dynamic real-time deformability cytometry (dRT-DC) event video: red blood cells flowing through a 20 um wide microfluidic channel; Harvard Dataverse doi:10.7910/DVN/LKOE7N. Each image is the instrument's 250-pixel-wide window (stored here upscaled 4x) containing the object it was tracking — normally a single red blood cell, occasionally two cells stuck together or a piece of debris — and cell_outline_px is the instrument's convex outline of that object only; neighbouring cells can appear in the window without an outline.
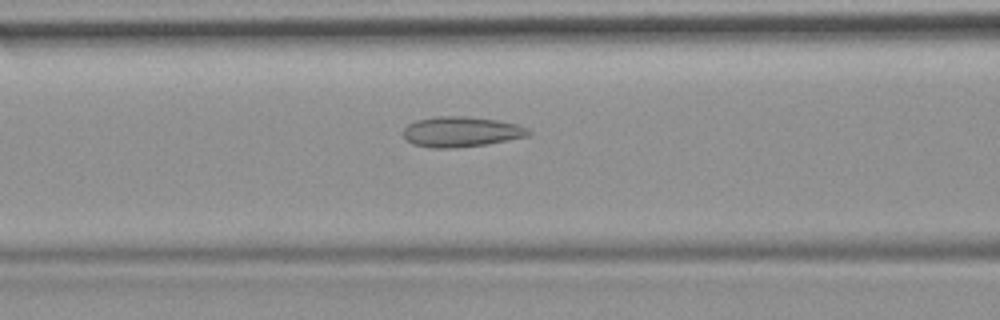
{"species": "common noctule bat (a hibernating species)", "species_latin": "Nyctalus noctula", "temperature_condition": "room temperature", "stored_images_in_passage": 43, "camera_frame_rate_fps": 3000, "um_per_image_px": 0.085, "animal": {"sex": "female", "body_mass_g": 19.9}, "frame": {"image": 1, "passage_image": 17, "time_ms": 5.333, "image_size_px": [1000, 320], "cell_outline_px": [[532, 132], [528, 136], [488, 144], [456, 148], [428, 148], [412, 144], [404, 140], [404, 128], [408, 124], [416, 120], [436, 116], [464, 116], [496, 120], [516, 124], [528, 128]], "centroid_in_image_um": [39.17, 11.21], "position_along_channel_um": 127.4, "area_um2": 22.31}}
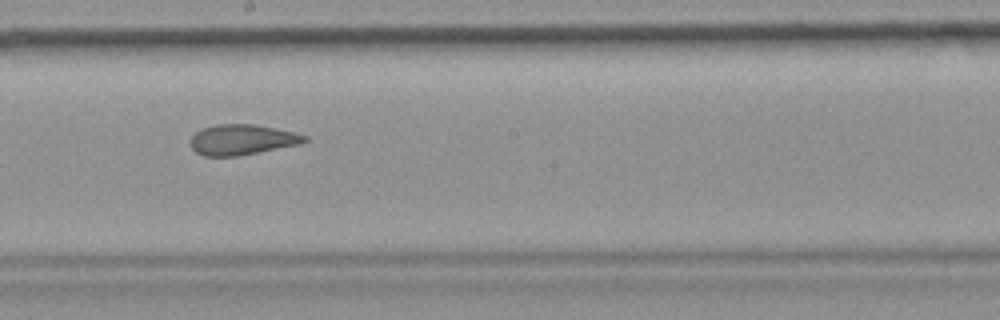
{"frame": {"image": 2, "passage_image": 25, "time_ms": 8.0, "image_size_px": [1000, 320], "cell_outline_px": [[308, 140], [300, 144], [236, 156], [204, 156], [196, 152], [192, 148], [192, 136], [196, 132], [204, 128], [216, 124], [256, 124], [296, 132], [308, 136]], "centroid_in_image_um": [20.62, 11.86], "position_along_channel_um": 227.6, "area_um2": 20.11}}
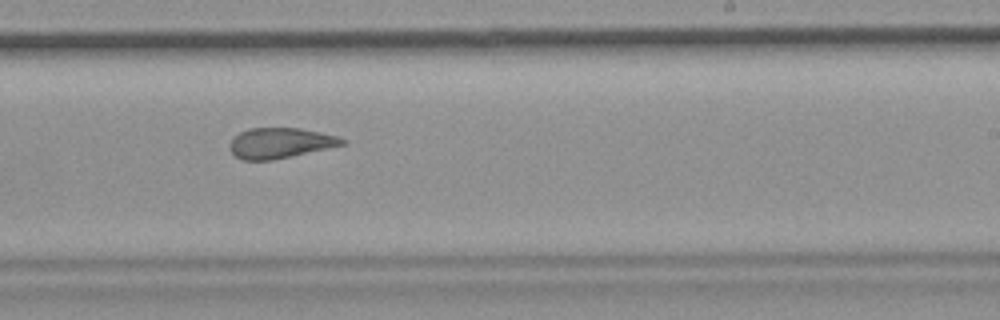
{"frame": {"image": 3, "passage_image": 28, "time_ms": 9.0, "image_size_px": [1000, 320], "cell_outline_px": [[348, 140], [344, 144], [328, 148], [292, 156], [272, 160], [244, 160], [236, 156], [228, 148], [228, 144], [240, 132], [248, 128], [300, 128], [340, 136]], "centroid_in_image_um": [23.83, 12.15], "position_along_channel_um": 265.2, "area_um2": 19.94}, "authors_computed_cell_mechanics": {"area_um2": 21.9062, "velocity_mm_per_s": 3.7786, "shape_relaxation_time_tau1_ms": null, "shape_relaxation_time_tau2_ms": 2.0962, "deformation_change_tau1": null, "deformation_change_tau2": 0.1035}}